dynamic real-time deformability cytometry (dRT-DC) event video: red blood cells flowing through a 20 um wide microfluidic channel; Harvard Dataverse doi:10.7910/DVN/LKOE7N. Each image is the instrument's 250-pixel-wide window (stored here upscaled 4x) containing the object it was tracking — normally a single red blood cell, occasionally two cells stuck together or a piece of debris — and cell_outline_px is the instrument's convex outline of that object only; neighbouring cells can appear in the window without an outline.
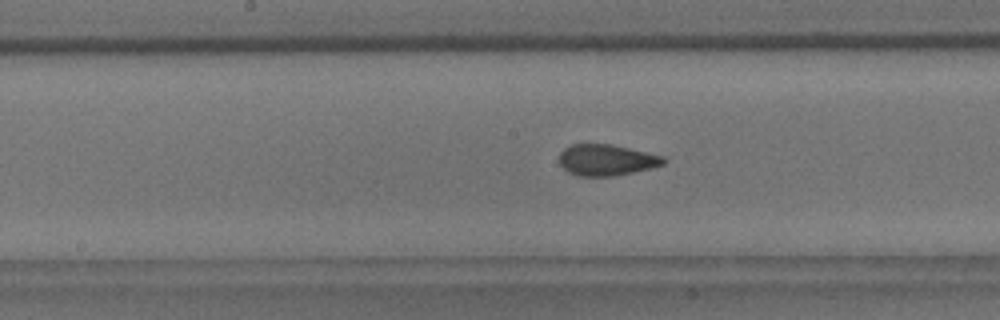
{"species": "common noctule bat (a hibernating species)", "species_latin": "Nyctalus noctula", "temperature_condition": "room temperature", "stored_images_in_passage": 33, "camera_frame_rate_fps": 3000, "um_per_image_px": 0.085, "animal": {"sex": "male", "body_mass_g": 18.8}, "frame": {"image": 1, "passage_image": 24, "time_ms": 7.667, "image_size_px": [1000, 320], "cell_outline_px": [[668, 160], [664, 164], [652, 168], [612, 176], [576, 176], [568, 172], [560, 164], [560, 152], [564, 148], [572, 144], [612, 144], [664, 156]], "centroid_in_image_um": [51.56, 13.6], "position_along_channel_um": 196.6, "area_um2": 19.02}}
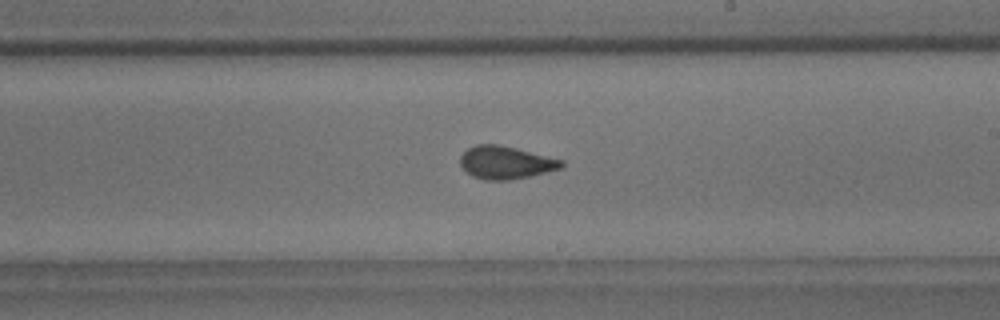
{"frame": {"image": 2, "passage_image": 28, "time_ms": 9.0, "image_size_px": [1000, 320], "cell_outline_px": [[564, 168], [512, 180], [484, 180], [472, 176], [460, 164], [460, 156], [468, 148], [476, 144], [500, 144], [564, 160]], "centroid_in_image_um": [43.01, 13.81], "position_along_channel_um": 246.0, "area_um2": 19.48}}